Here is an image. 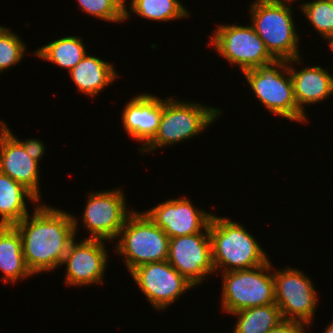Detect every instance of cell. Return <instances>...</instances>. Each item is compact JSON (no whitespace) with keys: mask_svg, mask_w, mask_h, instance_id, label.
Here are the masks:
<instances>
[{"mask_svg":"<svg viewBox=\"0 0 333 333\" xmlns=\"http://www.w3.org/2000/svg\"><path fill=\"white\" fill-rule=\"evenodd\" d=\"M130 275L154 309L165 310L181 294L195 288L167 260L136 267Z\"/></svg>","mask_w":333,"mask_h":333,"instance_id":"8fae6325","label":"cell"},{"mask_svg":"<svg viewBox=\"0 0 333 333\" xmlns=\"http://www.w3.org/2000/svg\"><path fill=\"white\" fill-rule=\"evenodd\" d=\"M0 271L5 283L33 276L24 260L21 235L14 226H0Z\"/></svg>","mask_w":333,"mask_h":333,"instance_id":"d6986e66","label":"cell"},{"mask_svg":"<svg viewBox=\"0 0 333 333\" xmlns=\"http://www.w3.org/2000/svg\"><path fill=\"white\" fill-rule=\"evenodd\" d=\"M305 328H308V326L300 322L283 319L268 333H305Z\"/></svg>","mask_w":333,"mask_h":333,"instance_id":"83f0119b","label":"cell"},{"mask_svg":"<svg viewBox=\"0 0 333 333\" xmlns=\"http://www.w3.org/2000/svg\"><path fill=\"white\" fill-rule=\"evenodd\" d=\"M300 10L323 39L333 32V4L331 0L302 3Z\"/></svg>","mask_w":333,"mask_h":333,"instance_id":"cb8c5ba5","label":"cell"},{"mask_svg":"<svg viewBox=\"0 0 333 333\" xmlns=\"http://www.w3.org/2000/svg\"><path fill=\"white\" fill-rule=\"evenodd\" d=\"M222 114L217 107L178 101L173 97L163 99V110L159 129L141 153L183 142L201 134Z\"/></svg>","mask_w":333,"mask_h":333,"instance_id":"277c9868","label":"cell"},{"mask_svg":"<svg viewBox=\"0 0 333 333\" xmlns=\"http://www.w3.org/2000/svg\"><path fill=\"white\" fill-rule=\"evenodd\" d=\"M208 230L215 273L252 269L269 260L254 236L228 217L212 215Z\"/></svg>","mask_w":333,"mask_h":333,"instance_id":"7a4b0ae2","label":"cell"},{"mask_svg":"<svg viewBox=\"0 0 333 333\" xmlns=\"http://www.w3.org/2000/svg\"><path fill=\"white\" fill-rule=\"evenodd\" d=\"M243 75L255 97L268 112L293 122L308 121L295 101L287 60L274 59L268 64L243 72Z\"/></svg>","mask_w":333,"mask_h":333,"instance_id":"5b68a950","label":"cell"},{"mask_svg":"<svg viewBox=\"0 0 333 333\" xmlns=\"http://www.w3.org/2000/svg\"><path fill=\"white\" fill-rule=\"evenodd\" d=\"M301 58L288 60V67L295 101L298 108L307 115L305 105L317 104L333 95V75L321 66H308L298 71L294 65L302 62Z\"/></svg>","mask_w":333,"mask_h":333,"instance_id":"e0dca14e","label":"cell"},{"mask_svg":"<svg viewBox=\"0 0 333 333\" xmlns=\"http://www.w3.org/2000/svg\"><path fill=\"white\" fill-rule=\"evenodd\" d=\"M16 139L23 145L26 153L35 161L39 163L43 155L45 154V146L39 139H27L24 142L19 140L17 136L14 135Z\"/></svg>","mask_w":333,"mask_h":333,"instance_id":"4316f807","label":"cell"},{"mask_svg":"<svg viewBox=\"0 0 333 333\" xmlns=\"http://www.w3.org/2000/svg\"><path fill=\"white\" fill-rule=\"evenodd\" d=\"M330 324V325H329ZM327 325L323 333H333V321Z\"/></svg>","mask_w":333,"mask_h":333,"instance_id":"f546056e","label":"cell"},{"mask_svg":"<svg viewBox=\"0 0 333 333\" xmlns=\"http://www.w3.org/2000/svg\"><path fill=\"white\" fill-rule=\"evenodd\" d=\"M124 195L120 188L88 194L81 217L83 228L91 235L89 238L106 242L117 240L126 219L133 212L127 209Z\"/></svg>","mask_w":333,"mask_h":333,"instance_id":"30bf717a","label":"cell"},{"mask_svg":"<svg viewBox=\"0 0 333 333\" xmlns=\"http://www.w3.org/2000/svg\"><path fill=\"white\" fill-rule=\"evenodd\" d=\"M273 277L275 303L282 318L310 327L319 300L313 282L303 271L290 267L274 270Z\"/></svg>","mask_w":333,"mask_h":333,"instance_id":"9c48e42d","label":"cell"},{"mask_svg":"<svg viewBox=\"0 0 333 333\" xmlns=\"http://www.w3.org/2000/svg\"><path fill=\"white\" fill-rule=\"evenodd\" d=\"M40 204H36L33 215L28 214L14 225L22 238L26 266L33 275L51 272L62 266L78 230L75 216Z\"/></svg>","mask_w":333,"mask_h":333,"instance_id":"6da1fadb","label":"cell"},{"mask_svg":"<svg viewBox=\"0 0 333 333\" xmlns=\"http://www.w3.org/2000/svg\"><path fill=\"white\" fill-rule=\"evenodd\" d=\"M10 129L0 120V172L24 185L40 201L39 163L26 153Z\"/></svg>","mask_w":333,"mask_h":333,"instance_id":"9a60e30c","label":"cell"},{"mask_svg":"<svg viewBox=\"0 0 333 333\" xmlns=\"http://www.w3.org/2000/svg\"><path fill=\"white\" fill-rule=\"evenodd\" d=\"M117 239L115 252L124 257L129 273L138 266L168 259L170 238L143 211L133 210Z\"/></svg>","mask_w":333,"mask_h":333,"instance_id":"8992f818","label":"cell"},{"mask_svg":"<svg viewBox=\"0 0 333 333\" xmlns=\"http://www.w3.org/2000/svg\"><path fill=\"white\" fill-rule=\"evenodd\" d=\"M169 238L209 232L212 214L193 205L187 197L162 202L143 211ZM204 230V231H203Z\"/></svg>","mask_w":333,"mask_h":333,"instance_id":"5bb4252c","label":"cell"},{"mask_svg":"<svg viewBox=\"0 0 333 333\" xmlns=\"http://www.w3.org/2000/svg\"><path fill=\"white\" fill-rule=\"evenodd\" d=\"M296 0H255L250 5V21L266 50L274 59L299 58V34L291 9Z\"/></svg>","mask_w":333,"mask_h":333,"instance_id":"3957f363","label":"cell"},{"mask_svg":"<svg viewBox=\"0 0 333 333\" xmlns=\"http://www.w3.org/2000/svg\"><path fill=\"white\" fill-rule=\"evenodd\" d=\"M116 72L113 64L93 55L86 54L69 71V76L79 92H83L89 97H95L117 79L118 74Z\"/></svg>","mask_w":333,"mask_h":333,"instance_id":"ac0fdd59","label":"cell"},{"mask_svg":"<svg viewBox=\"0 0 333 333\" xmlns=\"http://www.w3.org/2000/svg\"><path fill=\"white\" fill-rule=\"evenodd\" d=\"M213 33L209 38L211 47L227 62L238 65L242 73L274 60L251 24H223Z\"/></svg>","mask_w":333,"mask_h":333,"instance_id":"ba28073f","label":"cell"},{"mask_svg":"<svg viewBox=\"0 0 333 333\" xmlns=\"http://www.w3.org/2000/svg\"><path fill=\"white\" fill-rule=\"evenodd\" d=\"M12 29L0 25V73L22 61L26 45Z\"/></svg>","mask_w":333,"mask_h":333,"instance_id":"d4e9b609","label":"cell"},{"mask_svg":"<svg viewBox=\"0 0 333 333\" xmlns=\"http://www.w3.org/2000/svg\"><path fill=\"white\" fill-rule=\"evenodd\" d=\"M80 243L74 239L63 260L66 265L65 283L68 286H86L104 284L103 277L108 263L105 241L82 238Z\"/></svg>","mask_w":333,"mask_h":333,"instance_id":"4fadbf2b","label":"cell"},{"mask_svg":"<svg viewBox=\"0 0 333 333\" xmlns=\"http://www.w3.org/2000/svg\"><path fill=\"white\" fill-rule=\"evenodd\" d=\"M25 198L39 202L24 185L0 172V226H14L29 214Z\"/></svg>","mask_w":333,"mask_h":333,"instance_id":"ffe728a7","label":"cell"},{"mask_svg":"<svg viewBox=\"0 0 333 333\" xmlns=\"http://www.w3.org/2000/svg\"><path fill=\"white\" fill-rule=\"evenodd\" d=\"M80 36H66L42 46L34 53L40 59L67 68L68 72L87 54Z\"/></svg>","mask_w":333,"mask_h":333,"instance_id":"44dd1931","label":"cell"},{"mask_svg":"<svg viewBox=\"0 0 333 333\" xmlns=\"http://www.w3.org/2000/svg\"><path fill=\"white\" fill-rule=\"evenodd\" d=\"M324 39L327 40V42H328L327 44H328L330 50H333V32L328 34Z\"/></svg>","mask_w":333,"mask_h":333,"instance_id":"f1b7e54d","label":"cell"},{"mask_svg":"<svg viewBox=\"0 0 333 333\" xmlns=\"http://www.w3.org/2000/svg\"><path fill=\"white\" fill-rule=\"evenodd\" d=\"M126 1L125 20L129 19L131 13L137 14L143 19L158 22H167L190 16L187 8L179 0H131L128 3L129 9Z\"/></svg>","mask_w":333,"mask_h":333,"instance_id":"7402d4cb","label":"cell"},{"mask_svg":"<svg viewBox=\"0 0 333 333\" xmlns=\"http://www.w3.org/2000/svg\"><path fill=\"white\" fill-rule=\"evenodd\" d=\"M122 113L123 128L128 136L143 145L140 151L156 135L162 116L163 99L147 93L134 96Z\"/></svg>","mask_w":333,"mask_h":333,"instance_id":"2e32d148","label":"cell"},{"mask_svg":"<svg viewBox=\"0 0 333 333\" xmlns=\"http://www.w3.org/2000/svg\"><path fill=\"white\" fill-rule=\"evenodd\" d=\"M79 9L103 21L121 23L125 20V0H76Z\"/></svg>","mask_w":333,"mask_h":333,"instance_id":"484cf974","label":"cell"},{"mask_svg":"<svg viewBox=\"0 0 333 333\" xmlns=\"http://www.w3.org/2000/svg\"><path fill=\"white\" fill-rule=\"evenodd\" d=\"M231 315L238 317L232 333H268L283 320L276 303L246 308Z\"/></svg>","mask_w":333,"mask_h":333,"instance_id":"603a6c76","label":"cell"},{"mask_svg":"<svg viewBox=\"0 0 333 333\" xmlns=\"http://www.w3.org/2000/svg\"><path fill=\"white\" fill-rule=\"evenodd\" d=\"M167 261L195 287L215 273L209 232L173 237Z\"/></svg>","mask_w":333,"mask_h":333,"instance_id":"7c38bea8","label":"cell"},{"mask_svg":"<svg viewBox=\"0 0 333 333\" xmlns=\"http://www.w3.org/2000/svg\"><path fill=\"white\" fill-rule=\"evenodd\" d=\"M273 267L268 260L252 269L221 272V309L233 314L246 308L275 303Z\"/></svg>","mask_w":333,"mask_h":333,"instance_id":"52a82bcc","label":"cell"}]
</instances>
